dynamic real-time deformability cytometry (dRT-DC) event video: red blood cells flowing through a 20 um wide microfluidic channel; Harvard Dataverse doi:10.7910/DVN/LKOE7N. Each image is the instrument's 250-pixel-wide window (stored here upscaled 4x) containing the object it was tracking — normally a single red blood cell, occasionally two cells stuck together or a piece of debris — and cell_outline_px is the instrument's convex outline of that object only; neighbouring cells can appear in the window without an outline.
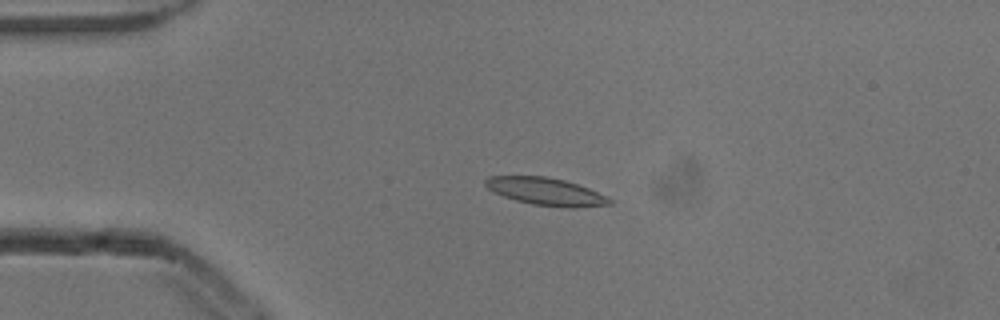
{"species": "common noctule bat (a hibernating species)", "species_latin": "Nyctalus noctula", "temperature_condition": "cold", "stored_images_in_passage": 5, "camera_frame_rate_fps": 3000, "um_per_image_px": 0.085, "animal": {"sex": "male", "body_mass_g": 13.3}, "frame": {"image": 1, "passage_image": 3, "time_ms": 0.667, "image_size_px": [1000, 320], "cell_outline_px": [[612, 204], [572, 208], [568, 208], [532, 204], [516, 200], [492, 192], [484, 184], [484, 180], [488, 176], [544, 176], [564, 180], [588, 188], [612, 200]], "centroid_in_image_um": [46.35, 16.28], "position_along_channel_um": 38.6, "area_um2": 19.71}}
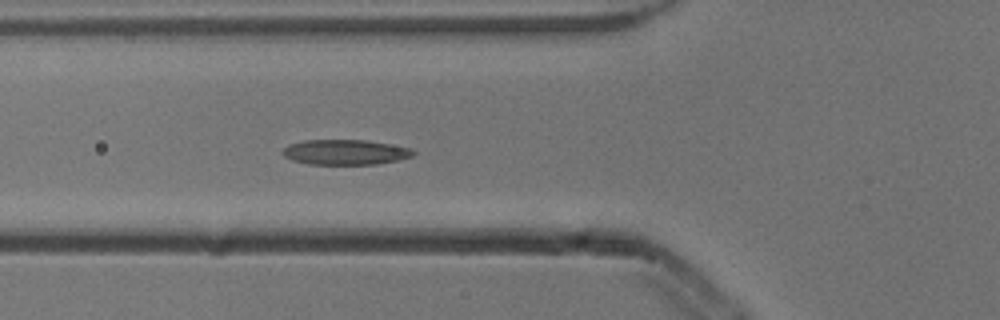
{"frame": {"image": 2, "passage_image": 5, "time_ms": 1.333, "image_size_px": [1000, 320], "cell_outline_px": [[416, 152], [412, 156], [400, 160], [376, 164], [308, 164], [292, 160], [284, 156], [280, 152], [288, 144], [304, 140], [364, 140], [412, 148]], "centroid_in_image_um": [29.33, 12.93], "position_along_channel_um": 96.5, "area_um2": 19.19}}